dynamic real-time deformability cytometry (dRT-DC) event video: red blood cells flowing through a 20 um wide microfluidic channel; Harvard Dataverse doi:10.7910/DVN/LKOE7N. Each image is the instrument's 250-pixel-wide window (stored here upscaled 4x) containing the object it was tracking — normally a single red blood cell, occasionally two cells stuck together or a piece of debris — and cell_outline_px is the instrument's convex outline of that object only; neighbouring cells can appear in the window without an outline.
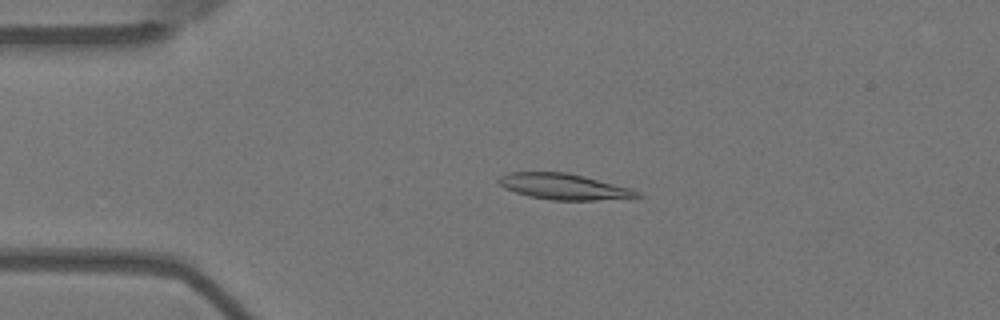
{"species": "Egyptian fruit bat (a non-hibernating species)", "species_latin": "Rousettus aegyptiacus", "temperature_condition": "warm", "stored_images_in_passage": 55, "camera_frame_rate_fps": 3000, "um_per_image_px": 0.085, "animal": {"sex": "female"}, "frame": {"image": 1, "passage_image": 12, "time_ms": 3.667, "image_size_px": [1000, 320], "cell_outline_px": [[644, 196], [632, 200], [552, 200], [528, 196], [504, 188], [496, 180], [500, 176], [508, 172], [568, 172], [632, 188], [640, 192]], "centroid_in_image_um": [48.04, 15.88], "position_along_channel_um": 37.0, "area_um2": 21.44}}
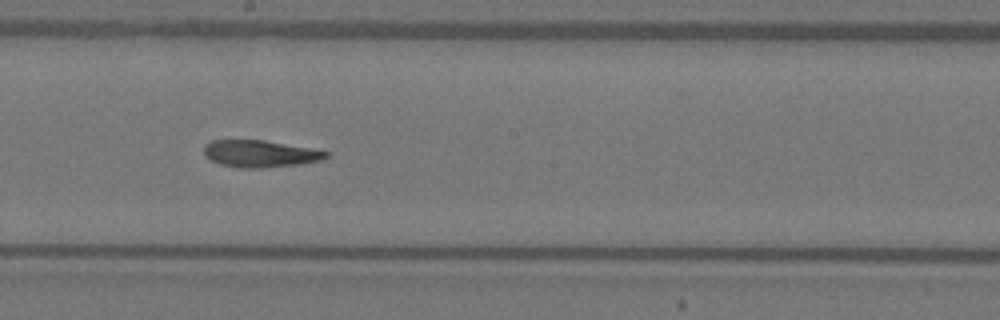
{"frame": {"image": 2, "passage_image": 30, "time_ms": 9.667, "image_size_px": [1000, 320], "cell_outline_px": [[332, 152], [328, 156], [320, 160], [300, 164], [260, 168], [236, 168], [220, 164], [204, 156], [204, 144], [212, 140], [264, 140]], "centroid_in_image_um": [22.08, 13.06], "position_along_channel_um": 226.1, "area_um2": 19.25}}
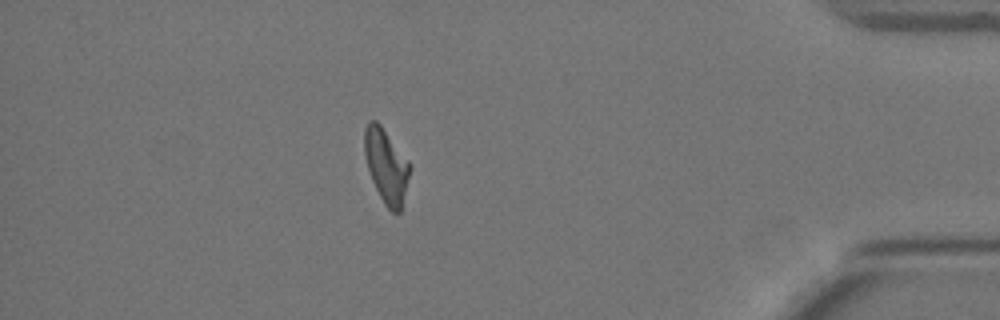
{"frame": {"image": 3, "passage_image": 48, "time_ms": 15.667, "image_size_px": [1000, 320], "cell_outline_px": [[412, 168], [400, 212], [392, 212], [384, 204], [372, 180], [364, 156], [364, 128], [368, 120], [376, 120], [380, 124], [412, 164]], "centroid_in_image_um": [32.84, 14.07], "position_along_channel_um": 402.4, "area_um2": 19.77}, "authors_computed_cell_mechanics": {"area_um2": 20.4034, "velocity_mm_per_s": 3.6842, "shape_relaxation_time_tau1_ms": null, "shape_relaxation_time_tau2_ms": 5.2096, "deformation_change_tau1": null, "deformation_change_tau2": 0.133}}